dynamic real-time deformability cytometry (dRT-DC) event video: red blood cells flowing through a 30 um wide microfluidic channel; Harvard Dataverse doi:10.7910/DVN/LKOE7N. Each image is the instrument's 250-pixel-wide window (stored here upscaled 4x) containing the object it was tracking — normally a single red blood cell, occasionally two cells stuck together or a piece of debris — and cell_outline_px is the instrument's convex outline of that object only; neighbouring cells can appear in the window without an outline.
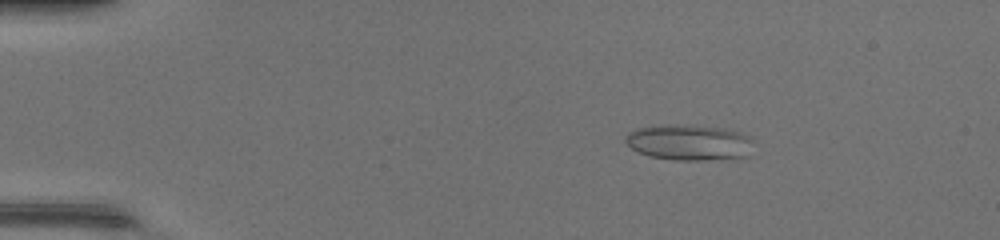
{"species": "common noctule bat (a hibernating species)", "species_latin": "Nyctalus noctula", "temperature_condition": "warm", "stored_images_in_passage": 47, "camera_frame_rate_fps": 3000, "um_per_image_px": 0.085, "animal": {"sex": "female", "body_mass_g": 17.0, "forearm_length_mm": 48.0}, "frame": {"image": 1, "passage_image": 8, "time_ms": 2.333, "image_size_px": [1000, 240], "cell_outline_px": [[752, 140], [748, 156], [736, 160], [676, 160], [648, 156], [632, 148], [624, 140], [628, 132], [636, 128], [664, 124], [692, 124], [724, 128], [740, 132], [752, 136]], "centroid_in_image_um": [58.63, 12.1], "position_along_channel_um": 26.4, "area_um2": 27.4}}
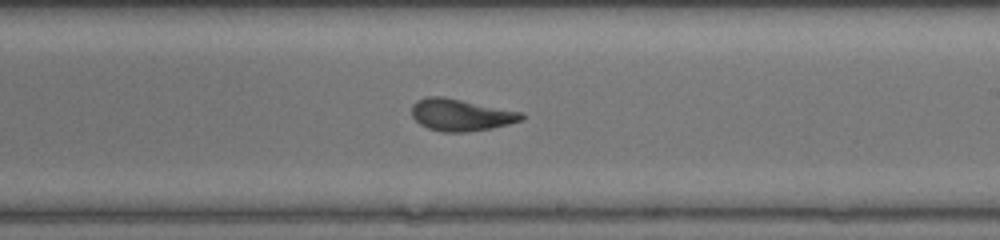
{"frame": {"image": 2, "passage_image": 29, "time_ms": 9.333, "image_size_px": [1000, 240], "cell_outline_px": [[524, 120], [492, 128], [468, 132], [440, 132], [428, 128], [420, 124], [412, 116], [412, 104], [416, 100], [428, 96], [440, 96], [524, 112]], "centroid_in_image_um": [39.18, 9.77], "position_along_channel_um": 249.8, "area_um2": 20.52}}
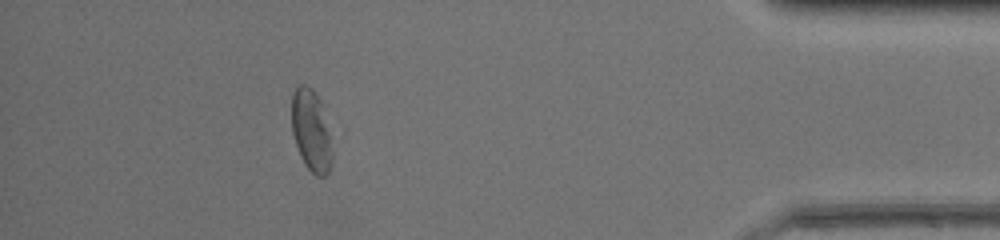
{"frame": {"image": 3, "passage_image": 43, "time_ms": 14.0, "image_size_px": [1000, 240], "cell_outline_px": [[332, 160], [328, 172], [324, 176], [316, 176], [304, 164], [300, 156], [292, 132], [292, 92], [300, 84], [304, 84], [312, 88], [320, 100], [328, 132], [332, 152]], "centroid_in_image_um": [26.43, 11.1], "position_along_channel_um": 408.8, "area_um2": 18.96}, "authors_computed_cell_mechanics": {"area_um2": 21.7328, "velocity_mm_per_s": 4.4126, "shape_relaxation_time_tau1_ms": null, "shape_relaxation_time_tau2_ms": 1.198, "deformation_change_tau1": null, "deformation_change_tau2": 0.0791}}